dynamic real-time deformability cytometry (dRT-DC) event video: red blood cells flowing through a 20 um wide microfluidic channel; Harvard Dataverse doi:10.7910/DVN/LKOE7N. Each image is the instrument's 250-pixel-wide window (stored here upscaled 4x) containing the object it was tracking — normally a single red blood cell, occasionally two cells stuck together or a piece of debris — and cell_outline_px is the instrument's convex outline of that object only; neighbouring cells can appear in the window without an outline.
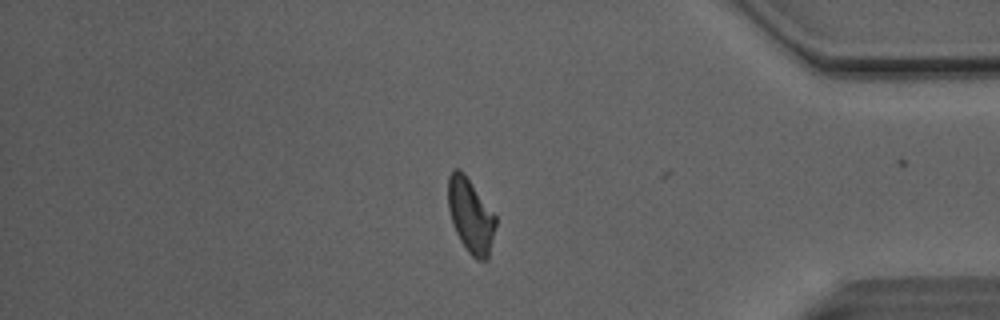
{"species": "Egyptian fruit bat (a non-hibernating species)", "species_latin": "Rousettus aegyptiacus", "temperature_condition": "room temperature", "stored_images_in_passage": 43, "camera_frame_rate_fps": 3000, "um_per_image_px": 0.085, "animal": {"sex": "male"}, "frame": {"image": 1, "passage_image": 42, "time_ms": 13.667, "image_size_px": [1000, 320], "cell_outline_px": [[496, 224], [488, 260], [476, 260], [468, 252], [460, 240], [452, 224], [448, 208], [448, 176], [456, 168], [460, 168], [464, 172], [496, 216]], "centroid_in_image_um": [40.0, 18.33], "position_along_channel_um": 395.2, "area_um2": 20.63}, "authors_computed_cell_mechanics": {"area_um2": 21.5016, "velocity_mm_per_s": 4.1104, "shape_relaxation_time_tau1_ms": 10.0633, "shape_relaxation_time_tau2_ms": 2.39, "deformation_change_tau1": 0.2131, "deformation_change_tau2": 0.1012}}